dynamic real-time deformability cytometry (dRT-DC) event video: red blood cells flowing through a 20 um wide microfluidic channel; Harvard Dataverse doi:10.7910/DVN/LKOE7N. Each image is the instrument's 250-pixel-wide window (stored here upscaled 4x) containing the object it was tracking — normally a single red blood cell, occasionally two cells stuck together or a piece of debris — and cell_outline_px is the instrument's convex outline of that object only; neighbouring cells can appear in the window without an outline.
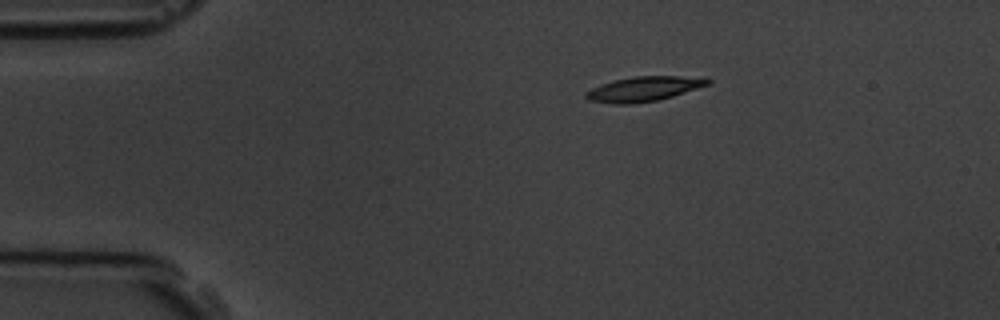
{"species": "common noctule bat (a hibernating species)", "species_latin": "Nyctalus noctula", "temperature_condition": "room temperature", "stored_images_in_passage": 6, "camera_frame_rate_fps": 3000, "um_per_image_px": 0.085, "animal": {"sex": "male", "body_mass_g": 19.5, "forearm_length_mm": 54.6}, "frame": {"image": 1, "passage_image": 6, "time_ms": 5.667, "image_size_px": [1000, 320], "cell_outline_px": [[712, 80], [708, 84], [672, 96], [656, 100], [632, 104], [616, 104], [588, 100], [584, 96], [584, 92], [600, 84], [632, 76], [704, 76]], "centroid_in_image_um": [54.71, 7.54], "position_along_channel_um": 30.3, "area_um2": 17.57}}